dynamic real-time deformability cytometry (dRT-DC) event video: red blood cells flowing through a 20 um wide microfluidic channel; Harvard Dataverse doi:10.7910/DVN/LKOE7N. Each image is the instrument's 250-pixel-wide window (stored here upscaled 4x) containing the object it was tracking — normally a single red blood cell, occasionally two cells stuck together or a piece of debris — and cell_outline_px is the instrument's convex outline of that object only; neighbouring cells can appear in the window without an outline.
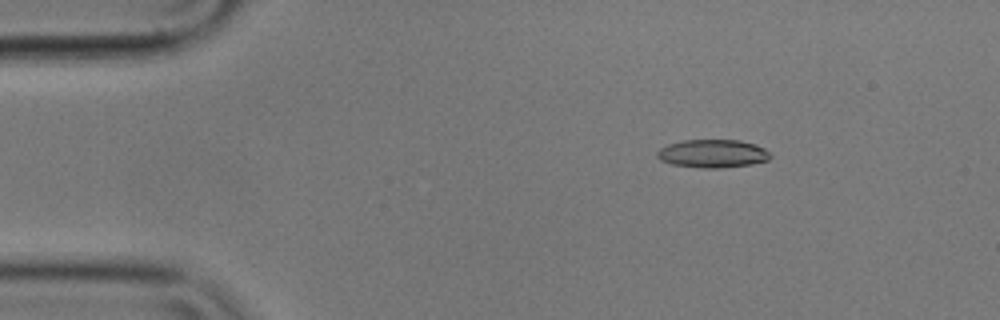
{"species": "common noctule bat (a hibernating species)", "species_latin": "Nyctalus noctula", "temperature_condition": "cold", "stored_images_in_passage": 4, "camera_frame_rate_fps": 3000, "um_per_image_px": 0.085, "animal": {"sex": "male", "body_mass_g": 17.9}, "frame": {"image": 1, "passage_image": 2, "time_ms": 0.333, "image_size_px": [1000, 320], "cell_outline_px": [[772, 156], [768, 160], [752, 164], [720, 168], [704, 168], [672, 164], [660, 160], [656, 156], [656, 152], [660, 148], [668, 144], [684, 140], [740, 140], [756, 144], [764, 148]], "centroid_in_image_um": [60.58, 13.05], "position_along_channel_um": 24.4, "area_um2": 18.61}}